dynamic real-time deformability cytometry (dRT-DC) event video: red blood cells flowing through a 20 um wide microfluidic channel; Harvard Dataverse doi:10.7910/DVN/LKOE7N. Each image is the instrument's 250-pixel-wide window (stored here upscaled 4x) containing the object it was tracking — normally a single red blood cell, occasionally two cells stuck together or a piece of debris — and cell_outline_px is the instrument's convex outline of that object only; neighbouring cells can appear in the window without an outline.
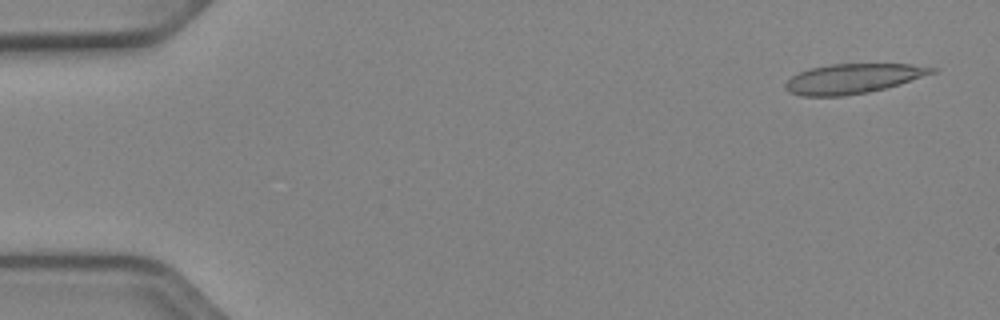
{"species": "Egyptian fruit bat (a non-hibernating species)", "species_latin": "Rousettus aegyptiacus", "temperature_condition": "cold", "stored_images_in_passage": 50, "camera_frame_rate_fps": 3000, "um_per_image_px": 0.085, "animal": {"sex": "female"}, "frame": {"image": 1, "passage_image": 1, "time_ms": 0.0, "image_size_px": [1000, 320], "cell_outline_px": [[940, 68], [936, 72], [900, 84], [868, 92], [844, 96], [800, 96], [788, 92], [784, 88], [784, 84], [792, 76], [808, 68], [832, 64], [912, 64]], "centroid_in_image_um": [72.49, 6.68], "position_along_channel_um": 12.5, "area_um2": 25.49}}
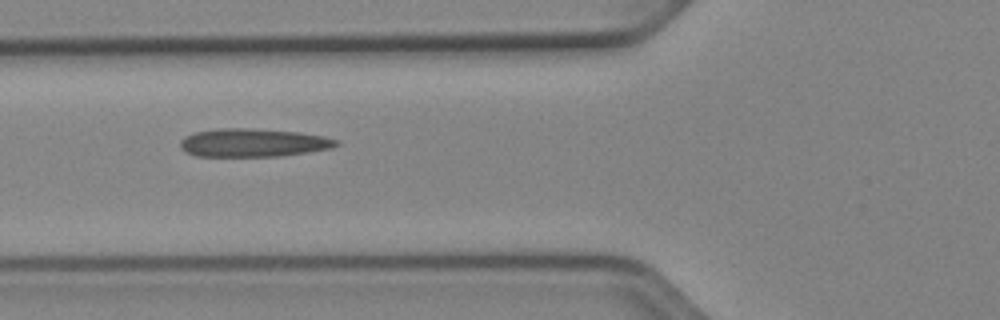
{"frame": {"image": 2, "passage_image": 18, "time_ms": 5.667, "image_size_px": [1000, 320], "cell_outline_px": [[340, 144], [332, 148], [308, 152], [280, 156], [196, 156], [184, 152], [180, 148], [180, 140], [184, 136], [196, 132], [220, 128], [252, 128], [300, 132], [324, 136], [340, 140]], "centroid_in_image_um": [21.53, 12.13], "position_along_channel_um": 104.3, "area_um2": 25.95}}
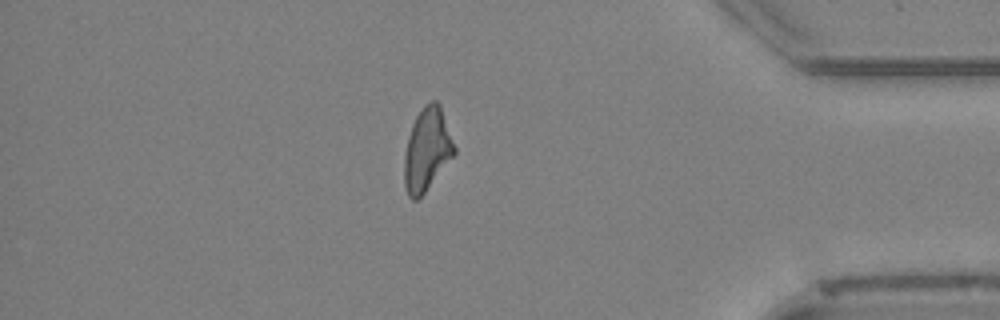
{"frame": {"image": 3, "passage_image": 43, "time_ms": 14.0, "image_size_px": [1000, 320], "cell_outline_px": [[456, 152], [424, 192], [416, 200], [412, 200], [408, 196], [404, 188], [404, 156], [408, 136], [412, 124], [416, 116], [424, 104], [432, 100], [436, 100], [440, 104], [456, 148]], "centroid_in_image_um": [36.28, 12.69], "position_along_channel_um": 398.9, "area_um2": 24.04}, "authors_computed_cell_mechanics": {"area_um2": 24.7384, "velocity_mm_per_s": 3.9231, "shape_relaxation_time_tau1_ms": null, "shape_relaxation_time_tau2_ms": 8.048, "deformation_change_tau1": null, "deformation_change_tau2": 0.2077}}